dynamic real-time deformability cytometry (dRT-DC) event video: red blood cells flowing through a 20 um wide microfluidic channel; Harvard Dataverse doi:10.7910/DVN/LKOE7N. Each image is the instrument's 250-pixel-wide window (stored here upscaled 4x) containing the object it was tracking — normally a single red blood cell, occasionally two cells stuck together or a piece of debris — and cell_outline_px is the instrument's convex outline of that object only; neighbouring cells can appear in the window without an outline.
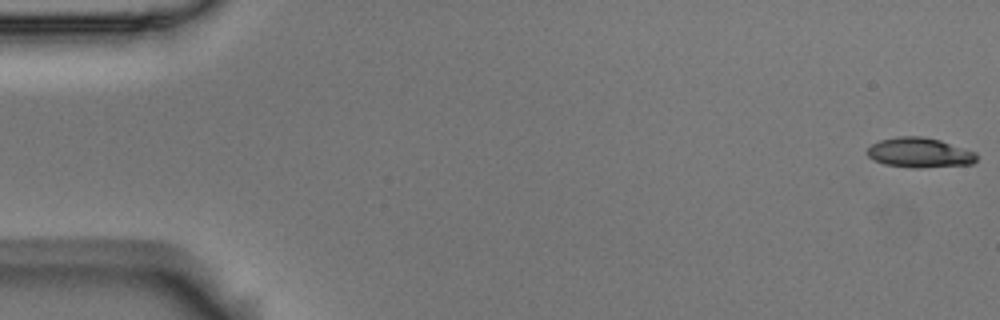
{"species": "Egyptian fruit bat (a non-hibernating species)", "species_latin": "Rousettus aegyptiacus", "temperature_condition": "room temperature", "stored_images_in_passage": 5, "camera_frame_rate_fps": 3000, "um_per_image_px": 0.085, "animal": {"sex": "male"}, "frame": {"image": 1, "passage_image": 1, "time_ms": 0.0, "image_size_px": [1000, 320], "cell_outline_px": [[976, 160], [972, 164], [920, 168], [912, 168], [884, 164], [868, 156], [868, 148], [872, 144], [880, 140], [896, 136], [924, 136], [940, 140], [976, 152]], "centroid_in_image_um": [78.17, 12.97], "position_along_channel_um": 6.8, "area_um2": 19.02}}